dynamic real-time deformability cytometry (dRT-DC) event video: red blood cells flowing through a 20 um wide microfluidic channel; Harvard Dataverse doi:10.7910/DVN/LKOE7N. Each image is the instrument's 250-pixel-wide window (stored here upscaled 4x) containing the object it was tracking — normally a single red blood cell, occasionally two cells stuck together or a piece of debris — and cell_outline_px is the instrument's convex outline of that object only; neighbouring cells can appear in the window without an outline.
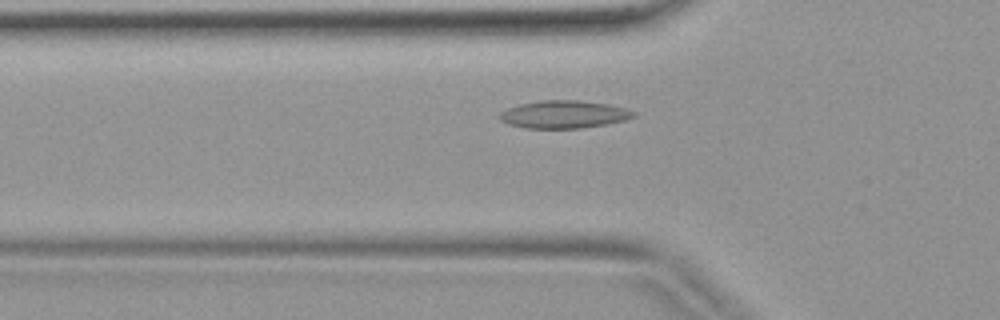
{"species": "common noctule bat (a hibernating species)", "species_latin": "Nyctalus noctula", "temperature_condition": "warm", "stored_images_in_passage": 37, "camera_frame_rate_fps": 3000, "um_per_image_px": 0.085, "animal": {"sex": "female", "body_mass_g": 19.9}, "frame": {"image": 1, "passage_image": 10, "time_ms": 3.0, "image_size_px": [1000, 320], "cell_outline_px": [[636, 116], [624, 120], [604, 124], [580, 128], [524, 128], [508, 124], [500, 120], [496, 116], [500, 112], [508, 108], [520, 104], [540, 100], [580, 100], [608, 104], [624, 108], [636, 112]], "centroid_in_image_um": [47.88, 9.72], "position_along_channel_um": 77.9, "area_um2": 21.62}}
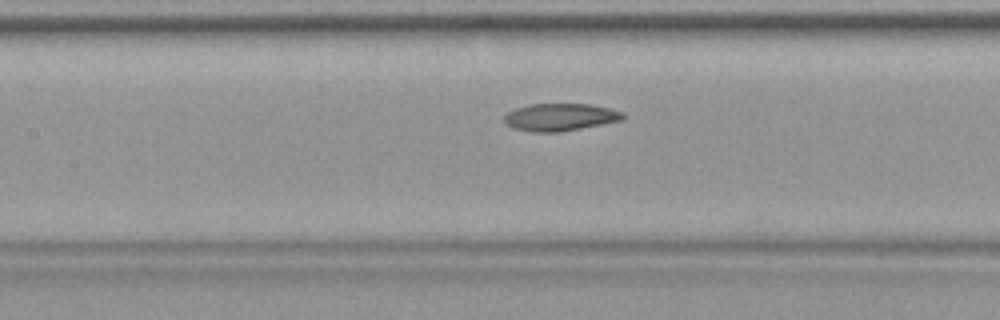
{"frame": {"image": 2, "passage_image": 15, "time_ms": 4.667, "image_size_px": [1000, 320], "cell_outline_px": [[624, 120], [560, 132], [532, 132], [512, 128], [504, 120], [504, 116], [508, 112], [516, 108], [532, 104], [592, 104], [624, 112]], "centroid_in_image_um": [47.63, 9.96], "position_along_channel_um": 159.8, "area_um2": 18.96}}
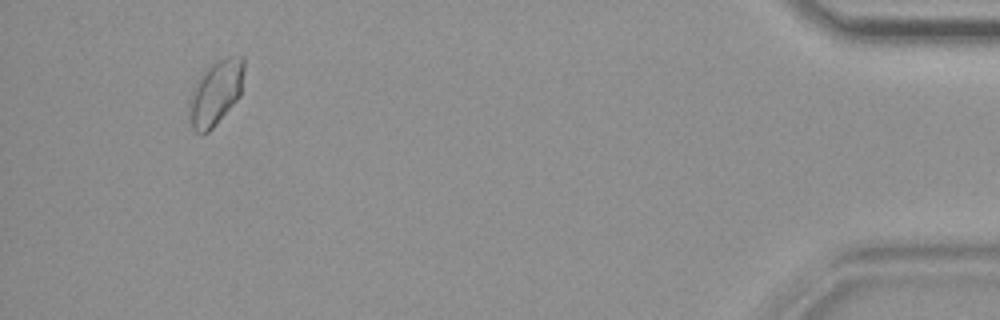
{"frame": {"image": 3, "passage_image": 35, "time_ms": 11.333, "image_size_px": [1000, 320], "cell_outline_px": [[244, 72], [240, 96], [216, 124], [208, 132], [200, 136], [192, 128], [188, 120], [188, 96], [200, 76], [216, 60], [228, 56], [244, 56]], "centroid_in_image_um": [18.3, 7.91], "position_along_channel_um": 416.9, "area_um2": 21.04}}